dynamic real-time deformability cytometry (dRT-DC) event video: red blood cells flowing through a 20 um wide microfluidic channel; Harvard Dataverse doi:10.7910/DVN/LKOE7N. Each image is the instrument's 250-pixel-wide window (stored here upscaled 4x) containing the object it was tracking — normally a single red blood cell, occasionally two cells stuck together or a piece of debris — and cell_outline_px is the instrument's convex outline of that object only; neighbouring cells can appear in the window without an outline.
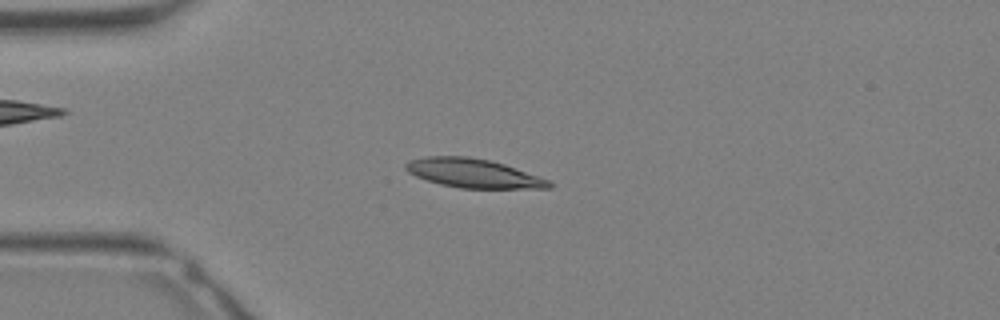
{"species": "Egyptian fruit bat (a non-hibernating species)", "species_latin": "Rousettus aegyptiacus", "temperature_condition": "warm", "stored_images_in_passage": 32, "camera_frame_rate_fps": 3000, "um_per_image_px": 0.085, "animal": {"sex": "female"}, "frame": {"image": 1, "passage_image": 8, "time_ms": 2.333, "image_size_px": [1000, 320], "cell_outline_px": [[552, 188], [460, 188], [440, 184], [416, 176], [408, 172], [404, 168], [404, 164], [408, 160], [424, 156], [468, 156], [492, 160], [504, 164], [548, 180], [552, 184]], "centroid_in_image_um": [40.17, 14.71], "position_along_channel_um": 44.8, "area_um2": 24.1}}
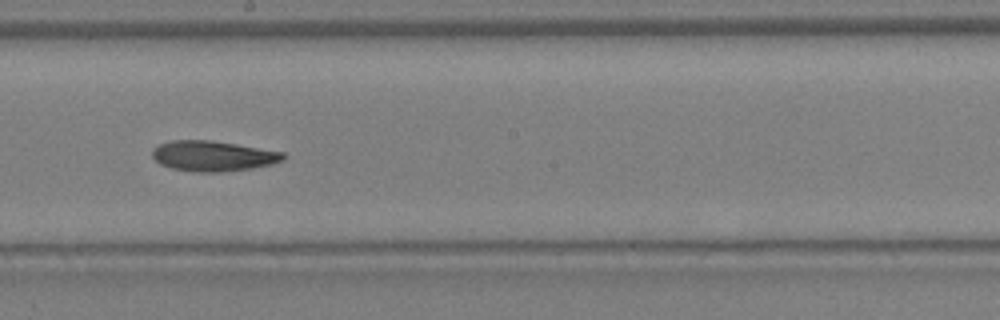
{"frame": {"image": 2, "passage_image": 18, "time_ms": 5.667, "image_size_px": [1000, 320], "cell_outline_px": [[288, 156], [284, 160], [272, 164], [252, 168], [220, 172], [196, 172], [172, 168], [160, 164], [152, 156], [152, 148], [156, 144], [172, 140], [212, 140], [284, 152]], "centroid_in_image_um": [18.1, 13.25], "position_along_channel_um": 230.1, "area_um2": 23.35}}
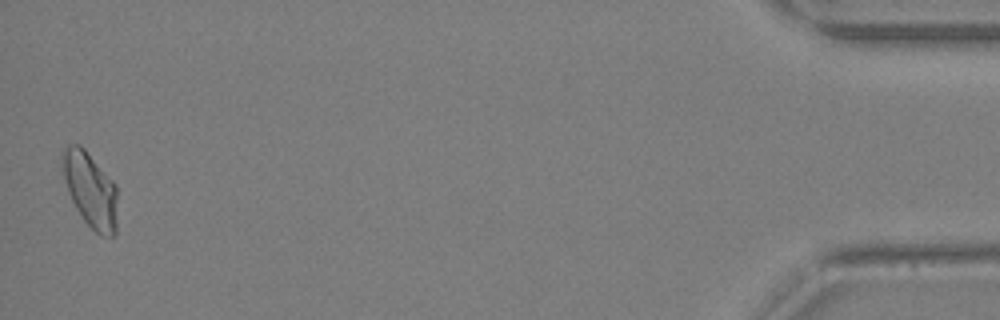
{"frame": {"image": 3, "passage_image": 32, "time_ms": 10.333, "image_size_px": [1000, 320], "cell_outline_px": [[116, 232], [112, 236], [100, 236], [84, 220], [76, 208], [72, 200], [64, 176], [60, 152], [68, 144], [80, 144], [84, 148], [116, 184]], "centroid_in_image_um": [7.67, 16.1], "position_along_channel_um": 427.5, "area_um2": 23.81}}